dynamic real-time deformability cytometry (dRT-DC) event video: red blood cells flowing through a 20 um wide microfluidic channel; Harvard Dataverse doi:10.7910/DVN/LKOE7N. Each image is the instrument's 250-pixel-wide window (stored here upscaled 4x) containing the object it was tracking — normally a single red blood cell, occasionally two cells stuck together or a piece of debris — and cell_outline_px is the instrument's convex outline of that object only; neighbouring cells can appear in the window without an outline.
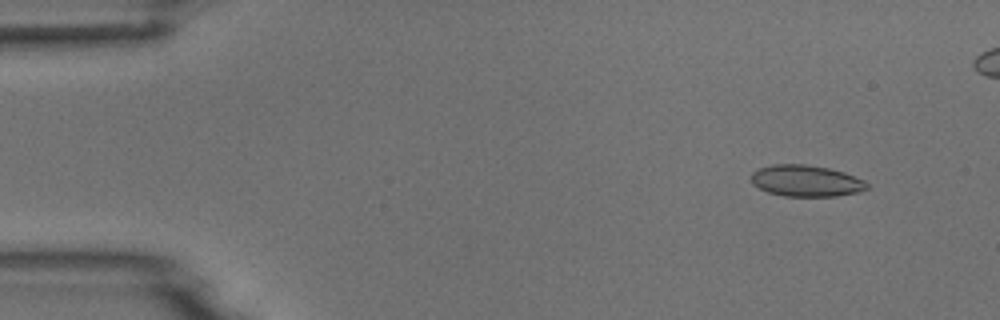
{"species": "common noctule bat (a hibernating species)", "species_latin": "Nyctalus noctula", "temperature_condition": "room temperature", "stored_images_in_passage": 6, "camera_frame_rate_fps": 3000, "um_per_image_px": 0.085, "animal": {"sex": "male", "body_mass_g": 18.8}, "frame": {"image": 1, "passage_image": 2, "time_ms": 1.333, "image_size_px": [1000, 320], "cell_outline_px": [[868, 188], [860, 192], [836, 196], [784, 196], [768, 192], [752, 184], [752, 172], [760, 168], [772, 164], [804, 164], [828, 168], [844, 172], [864, 180], [868, 184]], "centroid_in_image_um": [68.53, 15.37], "position_along_channel_um": 16.5, "area_um2": 21.15}}